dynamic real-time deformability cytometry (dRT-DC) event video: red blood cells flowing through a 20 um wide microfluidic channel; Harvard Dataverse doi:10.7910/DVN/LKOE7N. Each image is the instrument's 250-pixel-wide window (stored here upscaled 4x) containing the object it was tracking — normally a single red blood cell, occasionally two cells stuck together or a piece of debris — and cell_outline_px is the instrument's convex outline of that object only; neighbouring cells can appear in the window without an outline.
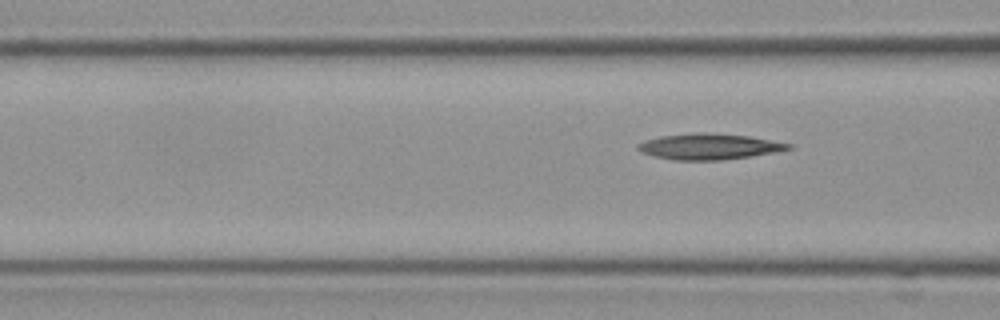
{"species": "Egyptian fruit bat (a non-hibernating species)", "species_latin": "Rousettus aegyptiacus", "temperature_condition": "cold", "stored_images_in_passage": 6, "camera_frame_rate_fps": 3000, "um_per_image_px": 0.085, "frame": {"image": 1, "passage_image": 6, "time_ms": 1.667, "image_size_px": [1000, 320], "cell_outline_px": [[792, 148], [772, 152], [748, 156], [720, 160], [676, 160], [652, 156], [636, 148], [636, 144], [644, 140], [660, 136], [700, 132], [748, 136], [792, 144]], "centroid_in_image_um": [60.2, 12.45], "position_along_channel_um": 106.4, "area_um2": 22.31}}